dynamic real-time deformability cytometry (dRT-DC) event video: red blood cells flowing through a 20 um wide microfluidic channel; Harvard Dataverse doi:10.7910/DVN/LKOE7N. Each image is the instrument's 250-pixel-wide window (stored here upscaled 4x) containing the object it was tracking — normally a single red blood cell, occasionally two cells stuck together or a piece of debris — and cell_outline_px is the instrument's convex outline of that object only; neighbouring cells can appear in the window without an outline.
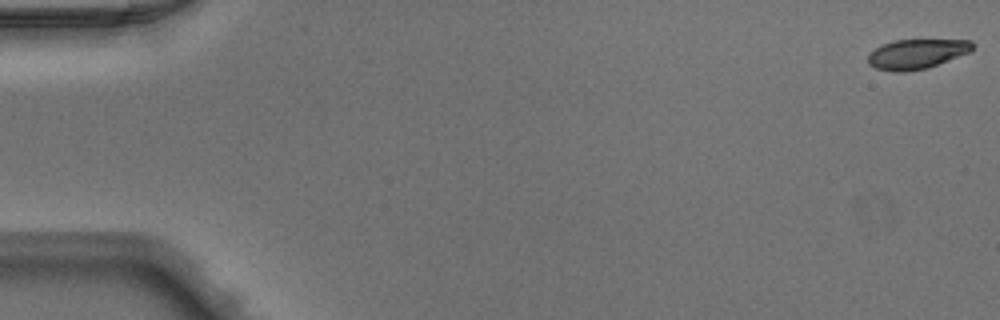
{"species": "Egyptian fruit bat (a non-hibernating species)", "species_latin": "Rousettus aegyptiacus", "temperature_condition": "warm", "stored_images_in_passage": 49, "camera_frame_rate_fps": 3000, "um_per_image_px": 0.085, "animal": {"sex": "male"}, "frame": {"image": 1, "passage_image": 1, "time_ms": 0.0, "image_size_px": [1000, 320], "cell_outline_px": [[976, 44], [968, 52], [928, 68], [904, 72], [892, 72], [876, 68], [868, 64], [868, 56], [876, 48], [884, 44], [896, 40], [972, 40]], "centroid_in_image_um": [77.92, 4.59], "position_along_channel_um": 7.1, "area_um2": 17.92}}
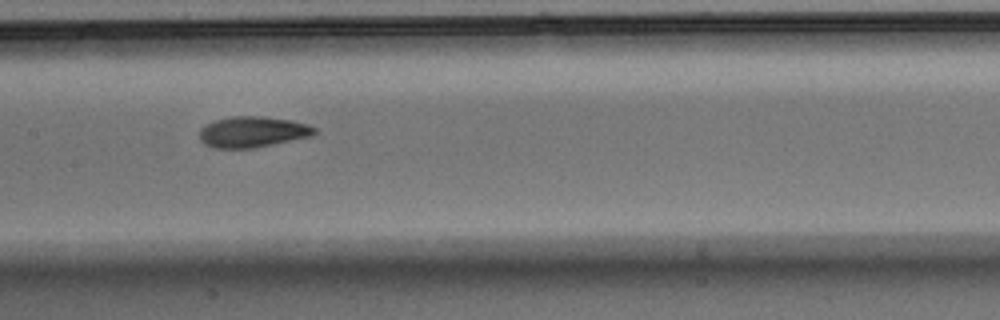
{"frame": {"image": 2, "passage_image": 25, "time_ms": 8.0, "image_size_px": [1000, 320], "cell_outline_px": [[316, 132], [312, 136], [252, 148], [212, 148], [204, 144], [200, 140], [200, 128], [216, 120], [232, 116], [264, 116], [288, 120], [308, 124], [316, 128]], "centroid_in_image_um": [21.46, 11.21], "position_along_channel_um": 185.9, "area_um2": 20.58}}
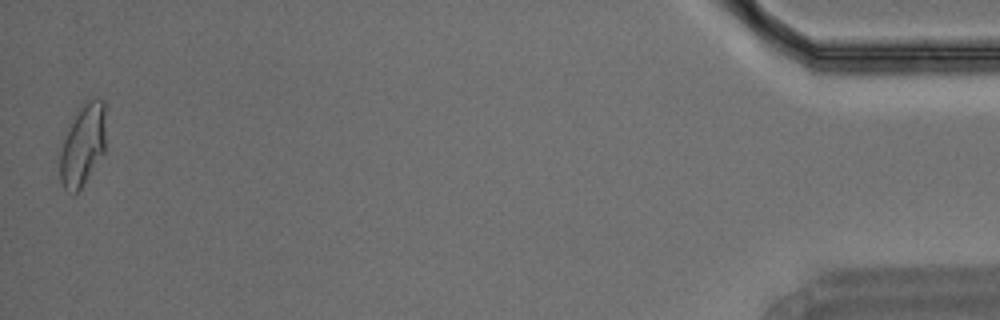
{"frame": {"image": 3, "passage_image": 49, "time_ms": 16.0, "image_size_px": [1000, 320], "cell_outline_px": [[104, 152], [84, 184], [72, 196], [64, 188], [60, 180], [56, 152], [68, 124], [76, 112], [88, 100], [96, 96], [104, 100]], "centroid_in_image_um": [6.94, 12.35], "position_along_channel_um": 428.3, "area_um2": 22.66}}